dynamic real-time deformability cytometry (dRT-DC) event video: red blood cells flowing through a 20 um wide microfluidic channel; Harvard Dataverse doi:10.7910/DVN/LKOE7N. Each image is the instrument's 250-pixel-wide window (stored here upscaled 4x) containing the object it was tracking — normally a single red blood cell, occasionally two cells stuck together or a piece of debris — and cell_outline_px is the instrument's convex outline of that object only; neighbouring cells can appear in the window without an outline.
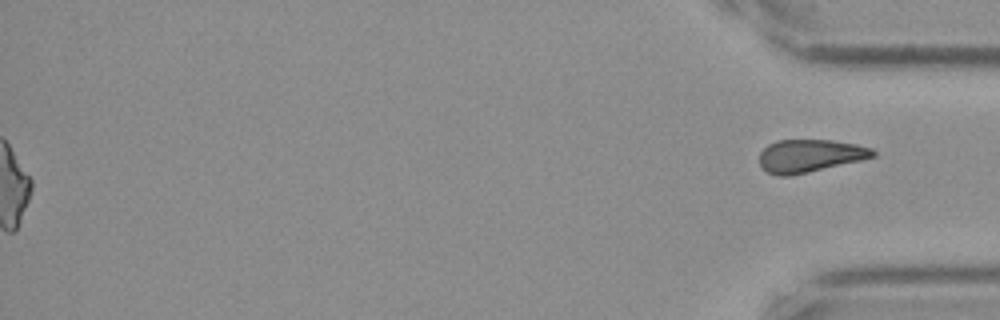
{"species": "Egyptian fruit bat (a non-hibernating species)", "species_latin": "Rousettus aegyptiacus", "temperature_condition": "cold", "stored_images_in_passage": 58, "segment_of_instrument_passage": [2, 2], "camera_frame_rate_fps": 3000, "um_per_image_px": 0.085, "frame": {"image": 1, "passage_image": 58, "time_ms": 19.0, "image_size_px": [1000, 320], "cell_outline_px": [[876, 156], [860, 160], [808, 172], [788, 176], [776, 176], [760, 168], [760, 152], [768, 144], [776, 140], [832, 140], [856, 144], [872, 148], [876, 152]], "centroid_in_image_um": [68.81, 13.24], "position_along_channel_um": 366.4, "area_um2": 21.68}}